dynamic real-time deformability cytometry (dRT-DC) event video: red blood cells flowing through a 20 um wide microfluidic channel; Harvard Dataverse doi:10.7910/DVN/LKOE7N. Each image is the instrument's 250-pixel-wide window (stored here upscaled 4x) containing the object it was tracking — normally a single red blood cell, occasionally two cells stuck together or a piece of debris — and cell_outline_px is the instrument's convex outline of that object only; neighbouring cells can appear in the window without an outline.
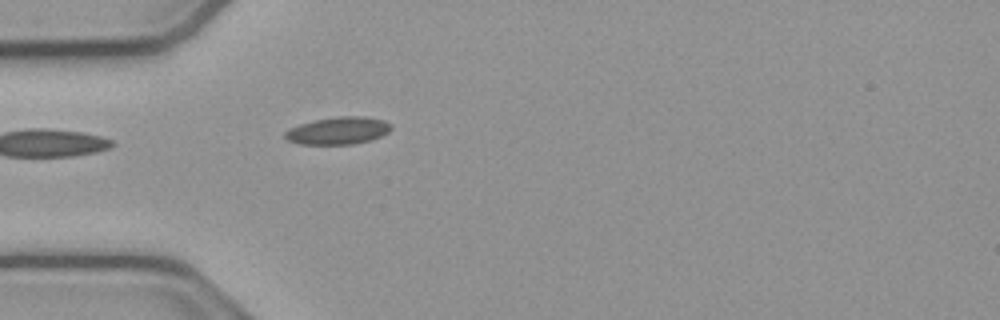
{"species": "common noctule bat (a hibernating species)", "species_latin": "Nyctalus noctula", "temperature_condition": "cold", "stored_images_in_passage": 39, "camera_frame_rate_fps": 3000, "um_per_image_px": 0.085, "animal": {"sex": "male", "body_mass_g": 23.1, "forearm_length_mm": 52.7}, "frame": {"image": 1, "passage_image": 1, "time_ms": 0.0, "image_size_px": [1000, 320], "cell_outline_px": [[392, 128], [388, 132], [380, 136], [368, 140], [352, 144], [300, 144], [288, 140], [284, 136], [284, 132], [288, 128], [312, 120], [336, 116], [364, 116], [384, 120], [392, 124]], "centroid_in_image_um": [28.72, 11.09], "position_along_channel_um": 56.3, "area_um2": 16.99}}
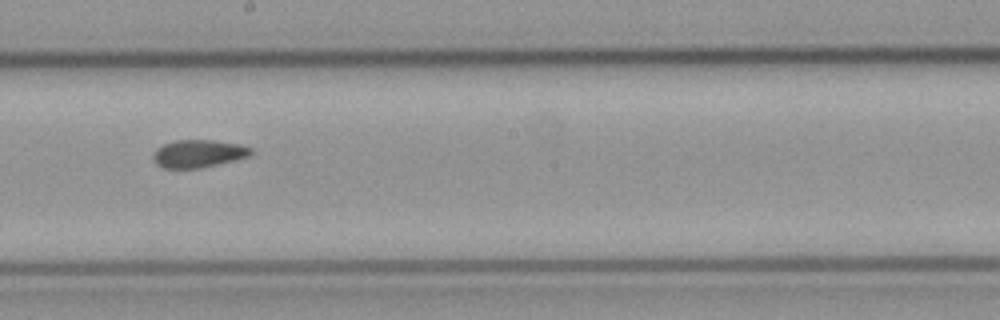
{"frame": {"image": 2, "passage_image": 15, "time_ms": 4.667, "image_size_px": [1000, 320], "cell_outline_px": [[252, 152], [248, 156], [236, 160], [200, 168], [164, 168], [156, 164], [152, 160], [152, 156], [156, 148], [164, 144], [176, 140], [212, 140], [236, 144], [252, 148]], "centroid_in_image_um": [16.82, 13.06], "position_along_channel_um": 231.4, "area_um2": 15.72}}
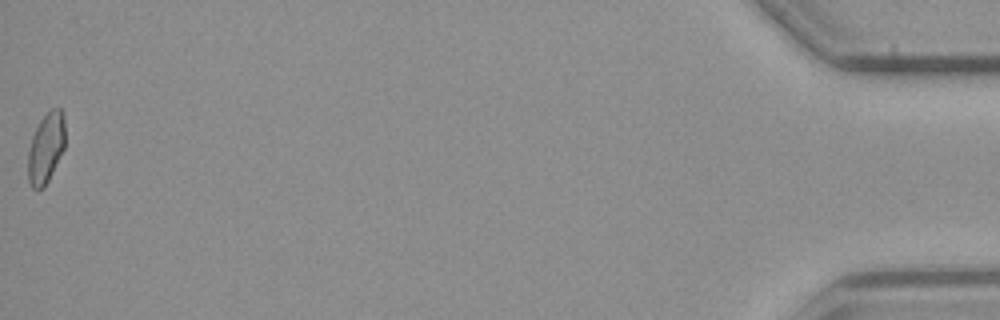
{"frame": {"image": 3, "passage_image": 39, "time_ms": 12.667, "image_size_px": [1000, 320], "cell_outline_px": [[64, 148], [44, 188], [32, 188], [28, 180], [28, 152], [32, 136], [40, 120], [52, 108], [60, 108], [64, 116]], "centroid_in_image_um": [3.89, 12.57], "position_along_channel_um": 431.3, "area_um2": 14.97}, "authors_computed_cell_mechanics": {"area_um2": 15.7216, "velocity_mm_per_s": 3.8252, "shape_relaxation_time_tau1_ms": null, "shape_relaxation_time_tau2_ms": 3.3078, "deformation_change_tau1": null, "deformation_change_tau2": 0.0881}}